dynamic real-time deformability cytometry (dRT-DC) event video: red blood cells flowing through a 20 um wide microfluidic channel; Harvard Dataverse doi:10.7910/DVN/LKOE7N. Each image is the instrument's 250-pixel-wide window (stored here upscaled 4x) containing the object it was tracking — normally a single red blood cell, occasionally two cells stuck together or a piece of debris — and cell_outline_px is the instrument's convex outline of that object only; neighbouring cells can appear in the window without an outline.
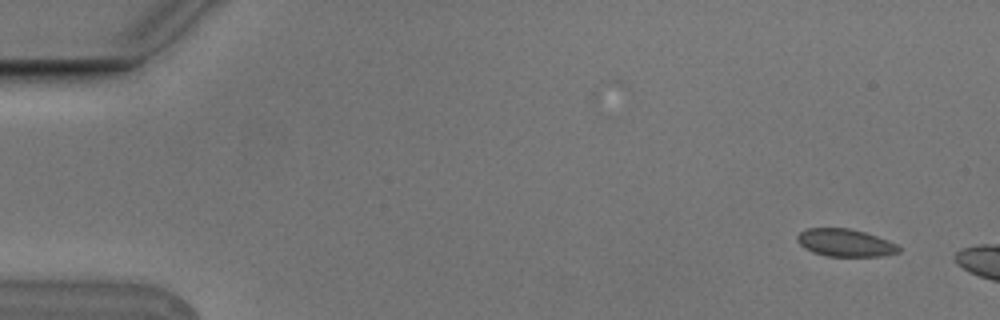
{"species": "Egyptian fruit bat (a non-hibernating species)", "species_latin": "Rousettus aegyptiacus", "temperature_condition": "cold", "stored_images_in_passage": 3, "camera_frame_rate_fps": 3000, "um_per_image_px": 0.085, "animal": {"sex": "male"}, "frame": {"image": 1, "passage_image": 1, "time_ms": 0.0, "image_size_px": [1000, 320], "cell_outline_px": [[900, 252], [880, 256], [824, 256], [812, 252], [804, 248], [796, 240], [796, 236], [800, 232], [808, 228], [848, 228], [864, 232], [888, 240], [896, 244], [900, 248]], "centroid_in_image_um": [71.81, 20.64], "position_along_channel_um": 13.2, "area_um2": 16.3}}